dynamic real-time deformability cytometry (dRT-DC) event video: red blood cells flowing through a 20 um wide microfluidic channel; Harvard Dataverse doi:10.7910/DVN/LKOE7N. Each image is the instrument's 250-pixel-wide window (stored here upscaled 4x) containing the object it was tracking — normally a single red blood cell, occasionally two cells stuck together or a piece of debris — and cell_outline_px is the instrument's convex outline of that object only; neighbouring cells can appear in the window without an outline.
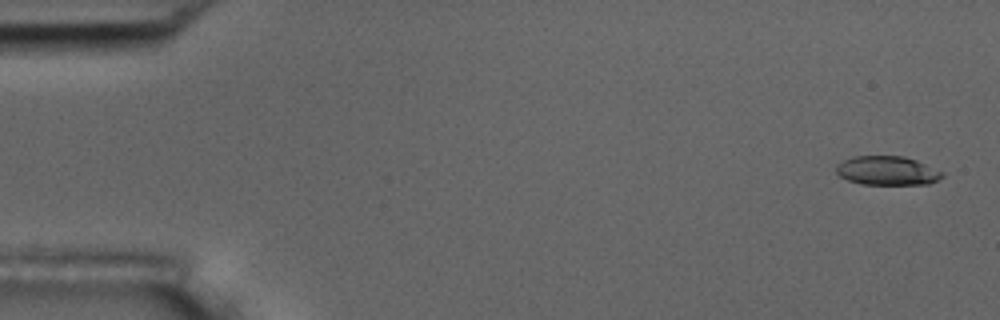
{"species": "common noctule bat (a hibernating species)", "species_latin": "Nyctalus noctula", "temperature_condition": "room temperature", "stored_images_in_passage": 50, "camera_frame_rate_fps": 3000, "um_per_image_px": 0.085, "animal": {"sex": "male", "body_mass_g": 17.5, "forearm_length_mm": 52.3}, "frame": {"image": 1, "passage_image": 2, "time_ms": 0.333, "image_size_px": [1000, 320], "cell_outline_px": [[944, 176], [928, 184], [860, 184], [848, 180], [840, 176], [836, 172], [836, 164], [852, 156], [904, 156], [916, 160], [944, 172]], "centroid_in_image_um": [75.4, 14.5], "position_along_channel_um": 9.6, "area_um2": 17.92}}
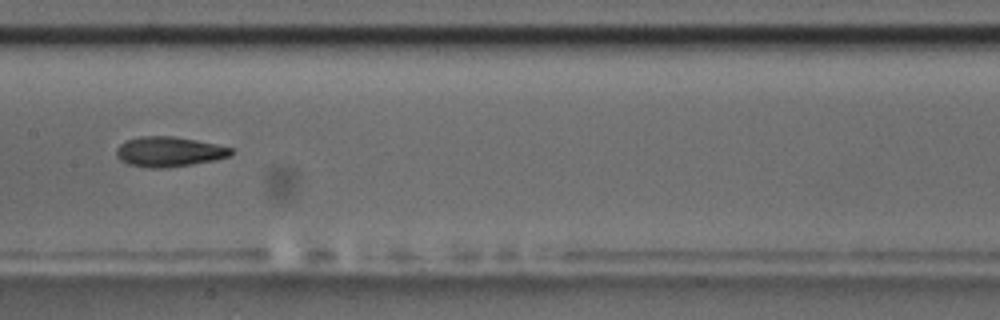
{"frame": {"image": 2, "passage_image": 28, "time_ms": 9.0, "image_size_px": [1000, 320], "cell_outline_px": [[232, 152], [228, 156], [216, 160], [168, 168], [148, 168], [128, 164], [120, 160], [116, 156], [116, 148], [124, 140], [140, 136], [172, 136], [196, 140], [216, 144], [232, 148]], "centroid_in_image_um": [14.32, 12.9], "position_along_channel_um": 193.1, "area_um2": 20.17}}
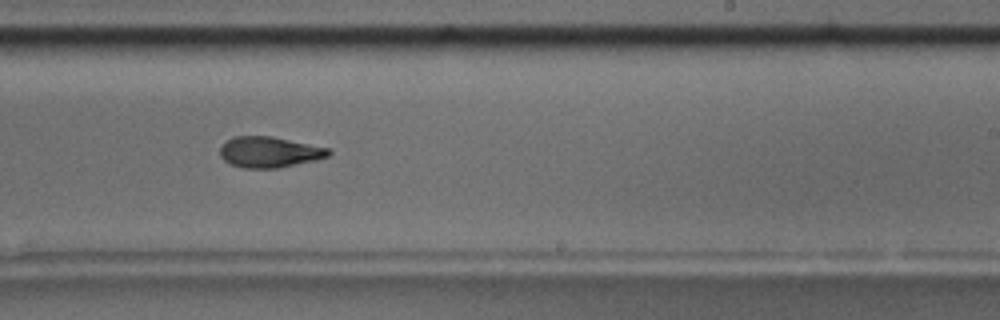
{"frame": {"image": 3, "passage_image": 34, "time_ms": 11.0, "image_size_px": [1000, 320], "cell_outline_px": [[332, 152], [328, 156], [312, 160], [276, 168], [244, 168], [232, 164], [224, 160], [220, 156], [220, 148], [232, 136], [272, 136], [328, 148]], "centroid_in_image_um": [22.86, 12.91], "position_along_channel_um": 266.1, "area_um2": 19.13}, "authors_computed_cell_mechanics": {"area_um2": 19.3341, "velocity_mm_per_s": 3.6757, "shape_relaxation_time_tau1_ms": 4.2654, "shape_relaxation_time_tau2_ms": 3.184, "deformation_change_tau1": 0.1687, "deformation_change_tau2": 0.1149}}